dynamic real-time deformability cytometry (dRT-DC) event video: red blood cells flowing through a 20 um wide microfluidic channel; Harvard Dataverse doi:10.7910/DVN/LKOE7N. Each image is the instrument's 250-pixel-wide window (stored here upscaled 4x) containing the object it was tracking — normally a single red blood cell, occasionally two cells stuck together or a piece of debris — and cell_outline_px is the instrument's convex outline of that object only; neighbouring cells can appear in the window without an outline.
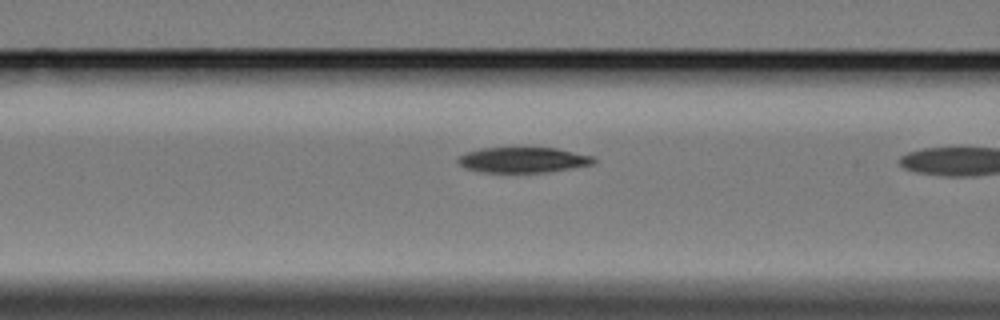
{"species": "Egyptian fruit bat (a non-hibernating species)", "species_latin": "Rousettus aegyptiacus", "temperature_condition": "cold", "stored_images_in_passage": 5, "camera_frame_rate_fps": 3000, "um_per_image_px": 0.085, "animal": {"sex": "female"}, "frame": {"image": 1, "passage_image": 4, "time_ms": 4.333, "image_size_px": [1000, 320], "cell_outline_px": [[596, 160], [592, 164], [544, 172], [484, 172], [464, 168], [456, 160], [456, 156], [480, 148], [556, 148], [592, 156]], "centroid_in_image_um": [44.39, 13.59], "position_along_channel_um": 122.2, "area_um2": 19.83}}